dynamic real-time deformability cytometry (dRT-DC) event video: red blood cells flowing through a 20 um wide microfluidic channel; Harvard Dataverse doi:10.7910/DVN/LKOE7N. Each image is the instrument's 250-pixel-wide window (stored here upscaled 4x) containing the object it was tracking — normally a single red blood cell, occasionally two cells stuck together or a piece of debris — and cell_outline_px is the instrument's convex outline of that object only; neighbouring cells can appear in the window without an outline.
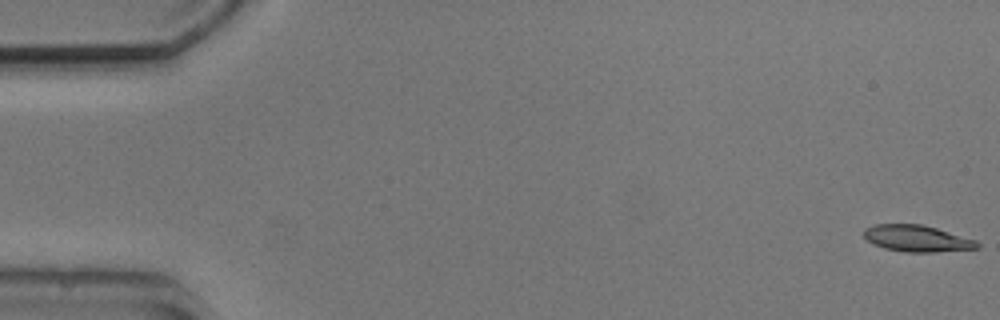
{"species": "common noctule bat (a hibernating species)", "species_latin": "Nyctalus noctula", "temperature_condition": "cold", "stored_images_in_passage": 5, "camera_frame_rate_fps": 3000, "um_per_image_px": 0.085, "animal": {"sex": "male", "body_mass_g": 20.5, "forearm_length_mm": 52.5}, "frame": {"image": 1, "passage_image": 1, "time_ms": 0.0, "image_size_px": [1000, 320], "cell_outline_px": [[980, 248], [936, 252], [904, 252], [884, 248], [872, 244], [864, 236], [864, 228], [872, 224], [920, 224], [936, 228], [976, 240], [980, 244]], "centroid_in_image_um": [77.92, 20.27], "position_along_channel_um": 7.1, "area_um2": 17.57}}
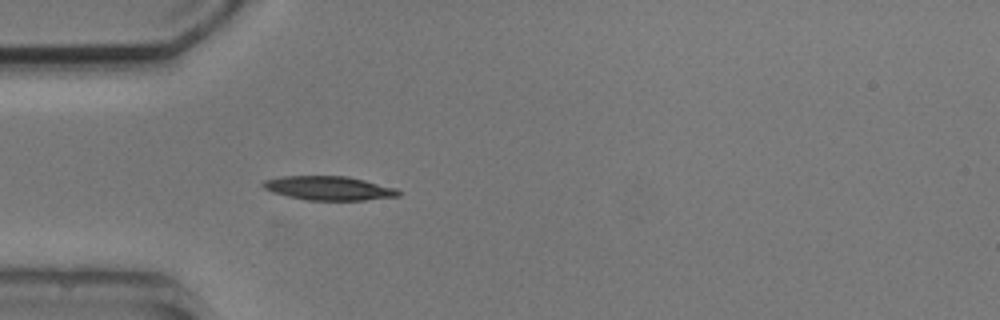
{"frame": {"image": 2, "passage_image": 5, "time_ms": 5.0, "image_size_px": [1000, 320], "cell_outline_px": [[400, 196], [364, 200], [308, 200], [288, 196], [272, 192], [264, 188], [260, 184], [264, 180], [280, 176], [348, 176], [396, 188], [400, 192]], "centroid_in_image_um": [27.93, 15.99], "position_along_channel_um": 57.1, "area_um2": 18.9}}